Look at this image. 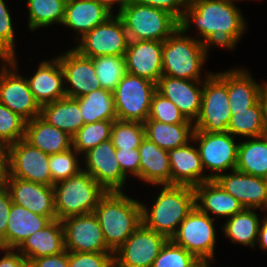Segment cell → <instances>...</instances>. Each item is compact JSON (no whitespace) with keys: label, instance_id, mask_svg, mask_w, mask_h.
<instances>
[{"label":"cell","instance_id":"8992f818","mask_svg":"<svg viewBox=\"0 0 267 267\" xmlns=\"http://www.w3.org/2000/svg\"><path fill=\"white\" fill-rule=\"evenodd\" d=\"M129 40L164 42L178 27L179 20L168 11L131 1L118 11Z\"/></svg>","mask_w":267,"mask_h":267},{"label":"cell","instance_id":"30bf717a","mask_svg":"<svg viewBox=\"0 0 267 267\" xmlns=\"http://www.w3.org/2000/svg\"><path fill=\"white\" fill-rule=\"evenodd\" d=\"M15 57L1 60L4 64L0 69V102L30 121L40 116L41 107L30 90L27 78L16 73L18 67Z\"/></svg>","mask_w":267,"mask_h":267},{"label":"cell","instance_id":"83f0119b","mask_svg":"<svg viewBox=\"0 0 267 267\" xmlns=\"http://www.w3.org/2000/svg\"><path fill=\"white\" fill-rule=\"evenodd\" d=\"M140 180L153 185H171V169L168 150L158 147L148 138L139 146Z\"/></svg>","mask_w":267,"mask_h":267},{"label":"cell","instance_id":"ab89813d","mask_svg":"<svg viewBox=\"0 0 267 267\" xmlns=\"http://www.w3.org/2000/svg\"><path fill=\"white\" fill-rule=\"evenodd\" d=\"M145 138V127L139 121L115 120L110 140L115 149H138Z\"/></svg>","mask_w":267,"mask_h":267},{"label":"cell","instance_id":"8fae6325","mask_svg":"<svg viewBox=\"0 0 267 267\" xmlns=\"http://www.w3.org/2000/svg\"><path fill=\"white\" fill-rule=\"evenodd\" d=\"M76 40H79L80 44L74 49L88 58L104 55L125 56L129 43L125 25L118 14H113L82 38L78 39L77 36Z\"/></svg>","mask_w":267,"mask_h":267},{"label":"cell","instance_id":"4fadbf2b","mask_svg":"<svg viewBox=\"0 0 267 267\" xmlns=\"http://www.w3.org/2000/svg\"><path fill=\"white\" fill-rule=\"evenodd\" d=\"M168 239L143 223L114 251V267H152Z\"/></svg>","mask_w":267,"mask_h":267},{"label":"cell","instance_id":"f35d334b","mask_svg":"<svg viewBox=\"0 0 267 267\" xmlns=\"http://www.w3.org/2000/svg\"><path fill=\"white\" fill-rule=\"evenodd\" d=\"M113 123L114 121L103 120L84 124L72 137V147L82 155L101 142L109 140Z\"/></svg>","mask_w":267,"mask_h":267},{"label":"cell","instance_id":"cb8c5ba5","mask_svg":"<svg viewBox=\"0 0 267 267\" xmlns=\"http://www.w3.org/2000/svg\"><path fill=\"white\" fill-rule=\"evenodd\" d=\"M113 15L99 0H67L61 25L74 29L79 39Z\"/></svg>","mask_w":267,"mask_h":267},{"label":"cell","instance_id":"ac0fdd59","mask_svg":"<svg viewBox=\"0 0 267 267\" xmlns=\"http://www.w3.org/2000/svg\"><path fill=\"white\" fill-rule=\"evenodd\" d=\"M13 203L21 205L36 214L57 220L55 212L54 188L8 175L5 182Z\"/></svg>","mask_w":267,"mask_h":267},{"label":"cell","instance_id":"9f6ffc18","mask_svg":"<svg viewBox=\"0 0 267 267\" xmlns=\"http://www.w3.org/2000/svg\"><path fill=\"white\" fill-rule=\"evenodd\" d=\"M100 2H103L111 11L113 10L114 4H119V11L127 6L132 0H99Z\"/></svg>","mask_w":267,"mask_h":267},{"label":"cell","instance_id":"ba28073f","mask_svg":"<svg viewBox=\"0 0 267 267\" xmlns=\"http://www.w3.org/2000/svg\"><path fill=\"white\" fill-rule=\"evenodd\" d=\"M156 83L126 73L113 91L117 120L144 123L150 113Z\"/></svg>","mask_w":267,"mask_h":267},{"label":"cell","instance_id":"44dd1931","mask_svg":"<svg viewBox=\"0 0 267 267\" xmlns=\"http://www.w3.org/2000/svg\"><path fill=\"white\" fill-rule=\"evenodd\" d=\"M162 41L129 40L125 53L126 71L157 84L162 72Z\"/></svg>","mask_w":267,"mask_h":267},{"label":"cell","instance_id":"f1b7e54d","mask_svg":"<svg viewBox=\"0 0 267 267\" xmlns=\"http://www.w3.org/2000/svg\"><path fill=\"white\" fill-rule=\"evenodd\" d=\"M266 83L258 84L245 69H232L228 71V99L231 116L238 111L255 105L262 95Z\"/></svg>","mask_w":267,"mask_h":267},{"label":"cell","instance_id":"6da1fadb","mask_svg":"<svg viewBox=\"0 0 267 267\" xmlns=\"http://www.w3.org/2000/svg\"><path fill=\"white\" fill-rule=\"evenodd\" d=\"M234 1L189 0L179 27L186 33L193 22L199 32L198 40L208 48L215 45L234 49L246 30L244 17Z\"/></svg>","mask_w":267,"mask_h":267},{"label":"cell","instance_id":"9a60e30c","mask_svg":"<svg viewBox=\"0 0 267 267\" xmlns=\"http://www.w3.org/2000/svg\"><path fill=\"white\" fill-rule=\"evenodd\" d=\"M62 224L66 251L114 253L106 244L94 212L67 217L62 220Z\"/></svg>","mask_w":267,"mask_h":267},{"label":"cell","instance_id":"7a4b0ae2","mask_svg":"<svg viewBox=\"0 0 267 267\" xmlns=\"http://www.w3.org/2000/svg\"><path fill=\"white\" fill-rule=\"evenodd\" d=\"M141 202L123 191L107 192L94 209L107 246L116 251L142 224Z\"/></svg>","mask_w":267,"mask_h":267},{"label":"cell","instance_id":"4316f807","mask_svg":"<svg viewBox=\"0 0 267 267\" xmlns=\"http://www.w3.org/2000/svg\"><path fill=\"white\" fill-rule=\"evenodd\" d=\"M24 139L48 155L72 148V137L67 132L49 124L41 116L26 122Z\"/></svg>","mask_w":267,"mask_h":267},{"label":"cell","instance_id":"5bb4252c","mask_svg":"<svg viewBox=\"0 0 267 267\" xmlns=\"http://www.w3.org/2000/svg\"><path fill=\"white\" fill-rule=\"evenodd\" d=\"M49 155L25 139L8 146L9 176L53 186Z\"/></svg>","mask_w":267,"mask_h":267},{"label":"cell","instance_id":"f5cc1de1","mask_svg":"<svg viewBox=\"0 0 267 267\" xmlns=\"http://www.w3.org/2000/svg\"><path fill=\"white\" fill-rule=\"evenodd\" d=\"M9 175L8 147L0 144V184L5 185Z\"/></svg>","mask_w":267,"mask_h":267},{"label":"cell","instance_id":"8d00e7d4","mask_svg":"<svg viewBox=\"0 0 267 267\" xmlns=\"http://www.w3.org/2000/svg\"><path fill=\"white\" fill-rule=\"evenodd\" d=\"M227 132L248 138L263 136V107L261 99L250 108L231 116Z\"/></svg>","mask_w":267,"mask_h":267},{"label":"cell","instance_id":"ffe728a7","mask_svg":"<svg viewBox=\"0 0 267 267\" xmlns=\"http://www.w3.org/2000/svg\"><path fill=\"white\" fill-rule=\"evenodd\" d=\"M214 180L244 208L267 211V179L235 169L231 174L218 175Z\"/></svg>","mask_w":267,"mask_h":267},{"label":"cell","instance_id":"7dc6e473","mask_svg":"<svg viewBox=\"0 0 267 267\" xmlns=\"http://www.w3.org/2000/svg\"><path fill=\"white\" fill-rule=\"evenodd\" d=\"M121 171L140 179V153L139 149H115Z\"/></svg>","mask_w":267,"mask_h":267},{"label":"cell","instance_id":"3957f363","mask_svg":"<svg viewBox=\"0 0 267 267\" xmlns=\"http://www.w3.org/2000/svg\"><path fill=\"white\" fill-rule=\"evenodd\" d=\"M163 186L150 211L145 204H141L142 223L171 239L177 227L195 207V191L193 187L184 185Z\"/></svg>","mask_w":267,"mask_h":267},{"label":"cell","instance_id":"7bdbcfd3","mask_svg":"<svg viewBox=\"0 0 267 267\" xmlns=\"http://www.w3.org/2000/svg\"><path fill=\"white\" fill-rule=\"evenodd\" d=\"M78 154L72 147L64 152L49 155L48 165L54 183L68 179L83 170L79 165Z\"/></svg>","mask_w":267,"mask_h":267},{"label":"cell","instance_id":"277c9868","mask_svg":"<svg viewBox=\"0 0 267 267\" xmlns=\"http://www.w3.org/2000/svg\"><path fill=\"white\" fill-rule=\"evenodd\" d=\"M178 27L162 47V72L179 79L202 80L201 68L206 62L208 47L197 38L184 35Z\"/></svg>","mask_w":267,"mask_h":267},{"label":"cell","instance_id":"d6a6232c","mask_svg":"<svg viewBox=\"0 0 267 267\" xmlns=\"http://www.w3.org/2000/svg\"><path fill=\"white\" fill-rule=\"evenodd\" d=\"M236 170L267 179V137H252L238 144Z\"/></svg>","mask_w":267,"mask_h":267},{"label":"cell","instance_id":"2e32d148","mask_svg":"<svg viewBox=\"0 0 267 267\" xmlns=\"http://www.w3.org/2000/svg\"><path fill=\"white\" fill-rule=\"evenodd\" d=\"M85 168L107 192L122 191L126 175L121 171L111 140L101 142L84 154Z\"/></svg>","mask_w":267,"mask_h":267},{"label":"cell","instance_id":"f546056e","mask_svg":"<svg viewBox=\"0 0 267 267\" xmlns=\"http://www.w3.org/2000/svg\"><path fill=\"white\" fill-rule=\"evenodd\" d=\"M50 221L46 216L12 203L6 230V248L17 249L24 240L44 228Z\"/></svg>","mask_w":267,"mask_h":267},{"label":"cell","instance_id":"ee69618b","mask_svg":"<svg viewBox=\"0 0 267 267\" xmlns=\"http://www.w3.org/2000/svg\"><path fill=\"white\" fill-rule=\"evenodd\" d=\"M147 120H155L167 124H193L184 117L171 100L166 99L157 91L152 96Z\"/></svg>","mask_w":267,"mask_h":267},{"label":"cell","instance_id":"681fc988","mask_svg":"<svg viewBox=\"0 0 267 267\" xmlns=\"http://www.w3.org/2000/svg\"><path fill=\"white\" fill-rule=\"evenodd\" d=\"M12 203L9 191L3 186L0 189V247L2 248H6V230Z\"/></svg>","mask_w":267,"mask_h":267},{"label":"cell","instance_id":"e575fe53","mask_svg":"<svg viewBox=\"0 0 267 267\" xmlns=\"http://www.w3.org/2000/svg\"><path fill=\"white\" fill-rule=\"evenodd\" d=\"M260 224L255 210L244 208L241 212L227 218L222 230L233 243L254 247Z\"/></svg>","mask_w":267,"mask_h":267},{"label":"cell","instance_id":"7c38bea8","mask_svg":"<svg viewBox=\"0 0 267 267\" xmlns=\"http://www.w3.org/2000/svg\"><path fill=\"white\" fill-rule=\"evenodd\" d=\"M192 140L199 144L197 148L204 170L207 168L215 172L209 175L211 180L226 170L236 169L238 143H235L234 136L229 132L194 131Z\"/></svg>","mask_w":267,"mask_h":267},{"label":"cell","instance_id":"4dcf8cb0","mask_svg":"<svg viewBox=\"0 0 267 267\" xmlns=\"http://www.w3.org/2000/svg\"><path fill=\"white\" fill-rule=\"evenodd\" d=\"M40 116L54 127L73 137L84 125L78 102L64 97L41 107Z\"/></svg>","mask_w":267,"mask_h":267},{"label":"cell","instance_id":"1f68e13d","mask_svg":"<svg viewBox=\"0 0 267 267\" xmlns=\"http://www.w3.org/2000/svg\"><path fill=\"white\" fill-rule=\"evenodd\" d=\"M145 137L158 147L171 150L192 142L194 124H167L155 120L144 123Z\"/></svg>","mask_w":267,"mask_h":267},{"label":"cell","instance_id":"603a6c76","mask_svg":"<svg viewBox=\"0 0 267 267\" xmlns=\"http://www.w3.org/2000/svg\"><path fill=\"white\" fill-rule=\"evenodd\" d=\"M27 80L40 107L66 97L64 72L57 58L41 61L37 71Z\"/></svg>","mask_w":267,"mask_h":267},{"label":"cell","instance_id":"6f0895ef","mask_svg":"<svg viewBox=\"0 0 267 267\" xmlns=\"http://www.w3.org/2000/svg\"><path fill=\"white\" fill-rule=\"evenodd\" d=\"M210 261L201 262L197 267H210Z\"/></svg>","mask_w":267,"mask_h":267},{"label":"cell","instance_id":"74e56055","mask_svg":"<svg viewBox=\"0 0 267 267\" xmlns=\"http://www.w3.org/2000/svg\"><path fill=\"white\" fill-rule=\"evenodd\" d=\"M101 88L113 92L127 73L124 56L104 55L91 58Z\"/></svg>","mask_w":267,"mask_h":267},{"label":"cell","instance_id":"9c48e42d","mask_svg":"<svg viewBox=\"0 0 267 267\" xmlns=\"http://www.w3.org/2000/svg\"><path fill=\"white\" fill-rule=\"evenodd\" d=\"M215 218L201 212L196 206L180 223L178 230L171 240L192 253L199 261L206 262L214 259L216 232Z\"/></svg>","mask_w":267,"mask_h":267},{"label":"cell","instance_id":"836d02e7","mask_svg":"<svg viewBox=\"0 0 267 267\" xmlns=\"http://www.w3.org/2000/svg\"><path fill=\"white\" fill-rule=\"evenodd\" d=\"M74 99L79 104L84 124L117 120L114 96L111 91L99 88Z\"/></svg>","mask_w":267,"mask_h":267},{"label":"cell","instance_id":"f907efd6","mask_svg":"<svg viewBox=\"0 0 267 267\" xmlns=\"http://www.w3.org/2000/svg\"><path fill=\"white\" fill-rule=\"evenodd\" d=\"M0 250L4 251V253L6 251L4 256L0 259V267H30V261L26 259L17 249L0 247Z\"/></svg>","mask_w":267,"mask_h":267},{"label":"cell","instance_id":"11a10c76","mask_svg":"<svg viewBox=\"0 0 267 267\" xmlns=\"http://www.w3.org/2000/svg\"><path fill=\"white\" fill-rule=\"evenodd\" d=\"M261 102L263 107V136L267 137V83L262 91Z\"/></svg>","mask_w":267,"mask_h":267},{"label":"cell","instance_id":"bcb514c9","mask_svg":"<svg viewBox=\"0 0 267 267\" xmlns=\"http://www.w3.org/2000/svg\"><path fill=\"white\" fill-rule=\"evenodd\" d=\"M114 253L68 252V267H114Z\"/></svg>","mask_w":267,"mask_h":267},{"label":"cell","instance_id":"d6986e66","mask_svg":"<svg viewBox=\"0 0 267 267\" xmlns=\"http://www.w3.org/2000/svg\"><path fill=\"white\" fill-rule=\"evenodd\" d=\"M203 85L204 80L179 79L162 75L156 84V91L171 100L184 117L194 123L201 108Z\"/></svg>","mask_w":267,"mask_h":267},{"label":"cell","instance_id":"db71d44e","mask_svg":"<svg viewBox=\"0 0 267 267\" xmlns=\"http://www.w3.org/2000/svg\"><path fill=\"white\" fill-rule=\"evenodd\" d=\"M261 224L259 227L256 243L259 244V247L261 249L267 250V216L263 218V220L261 221Z\"/></svg>","mask_w":267,"mask_h":267},{"label":"cell","instance_id":"484cf974","mask_svg":"<svg viewBox=\"0 0 267 267\" xmlns=\"http://www.w3.org/2000/svg\"><path fill=\"white\" fill-rule=\"evenodd\" d=\"M17 250L29 261L64 252L65 240L62 221L51 220L44 228L24 240Z\"/></svg>","mask_w":267,"mask_h":267},{"label":"cell","instance_id":"b9f144b4","mask_svg":"<svg viewBox=\"0 0 267 267\" xmlns=\"http://www.w3.org/2000/svg\"><path fill=\"white\" fill-rule=\"evenodd\" d=\"M26 122L0 102V144L8 147L24 139Z\"/></svg>","mask_w":267,"mask_h":267},{"label":"cell","instance_id":"5b68a950","mask_svg":"<svg viewBox=\"0 0 267 267\" xmlns=\"http://www.w3.org/2000/svg\"><path fill=\"white\" fill-rule=\"evenodd\" d=\"M57 219L94 212L107 191L86 171L54 183Z\"/></svg>","mask_w":267,"mask_h":267},{"label":"cell","instance_id":"f6af8a7d","mask_svg":"<svg viewBox=\"0 0 267 267\" xmlns=\"http://www.w3.org/2000/svg\"><path fill=\"white\" fill-rule=\"evenodd\" d=\"M14 29L11 16L4 0H0V55L9 59L16 55Z\"/></svg>","mask_w":267,"mask_h":267},{"label":"cell","instance_id":"816d5d0a","mask_svg":"<svg viewBox=\"0 0 267 267\" xmlns=\"http://www.w3.org/2000/svg\"><path fill=\"white\" fill-rule=\"evenodd\" d=\"M30 267H68V251L33 259L30 261Z\"/></svg>","mask_w":267,"mask_h":267},{"label":"cell","instance_id":"d590c367","mask_svg":"<svg viewBox=\"0 0 267 267\" xmlns=\"http://www.w3.org/2000/svg\"><path fill=\"white\" fill-rule=\"evenodd\" d=\"M67 0H27L28 27L34 31L53 23L62 24Z\"/></svg>","mask_w":267,"mask_h":267},{"label":"cell","instance_id":"7402d4cb","mask_svg":"<svg viewBox=\"0 0 267 267\" xmlns=\"http://www.w3.org/2000/svg\"><path fill=\"white\" fill-rule=\"evenodd\" d=\"M171 169V185L195 187L210 181L209 175H202L203 168L198 148L187 144L168 150ZM204 171V172H203Z\"/></svg>","mask_w":267,"mask_h":267},{"label":"cell","instance_id":"60d3db41","mask_svg":"<svg viewBox=\"0 0 267 267\" xmlns=\"http://www.w3.org/2000/svg\"><path fill=\"white\" fill-rule=\"evenodd\" d=\"M200 263L192 253L168 239L152 267H197Z\"/></svg>","mask_w":267,"mask_h":267},{"label":"cell","instance_id":"e0dca14e","mask_svg":"<svg viewBox=\"0 0 267 267\" xmlns=\"http://www.w3.org/2000/svg\"><path fill=\"white\" fill-rule=\"evenodd\" d=\"M56 58L64 72V82L69 84L64 88L66 97H82L101 88L91 58L81 55L74 48Z\"/></svg>","mask_w":267,"mask_h":267},{"label":"cell","instance_id":"d4e9b609","mask_svg":"<svg viewBox=\"0 0 267 267\" xmlns=\"http://www.w3.org/2000/svg\"><path fill=\"white\" fill-rule=\"evenodd\" d=\"M194 191L195 206L207 215L212 212L217 218H230L244 209L240 202L226 192L215 180L195 186Z\"/></svg>","mask_w":267,"mask_h":267},{"label":"cell","instance_id":"52a82bcc","mask_svg":"<svg viewBox=\"0 0 267 267\" xmlns=\"http://www.w3.org/2000/svg\"><path fill=\"white\" fill-rule=\"evenodd\" d=\"M201 108L194 124V131L227 132L231 119L228 99V71L206 73L204 78Z\"/></svg>","mask_w":267,"mask_h":267},{"label":"cell","instance_id":"c3c4849f","mask_svg":"<svg viewBox=\"0 0 267 267\" xmlns=\"http://www.w3.org/2000/svg\"><path fill=\"white\" fill-rule=\"evenodd\" d=\"M139 4L152 6L154 8L163 9L168 11L178 20H180L184 14L189 0H132Z\"/></svg>","mask_w":267,"mask_h":267}]
</instances>
